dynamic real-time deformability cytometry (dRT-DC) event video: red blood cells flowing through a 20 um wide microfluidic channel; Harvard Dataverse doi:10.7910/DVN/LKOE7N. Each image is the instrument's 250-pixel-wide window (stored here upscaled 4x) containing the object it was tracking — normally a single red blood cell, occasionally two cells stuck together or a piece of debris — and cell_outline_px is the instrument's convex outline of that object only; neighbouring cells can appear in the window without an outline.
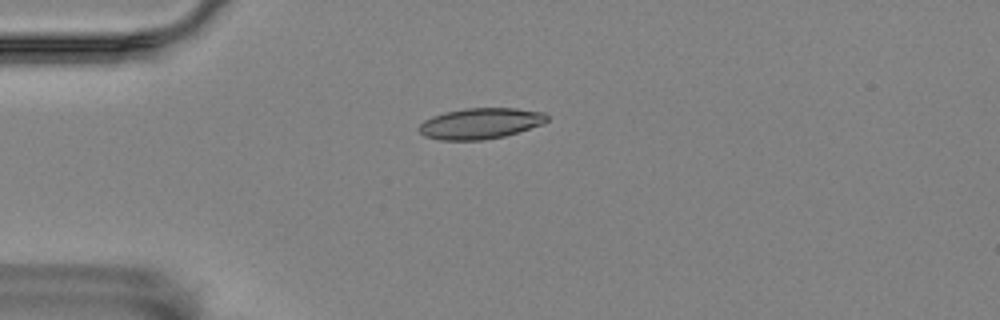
{"species": "Egyptian fruit bat (a non-hibernating species)", "species_latin": "Rousettus aegyptiacus", "temperature_condition": "room temperature", "stored_images_in_passage": 7, "camera_frame_rate_fps": 3000, "um_per_image_px": 0.085, "animal": {"sex": "female"}, "frame": {"image": 1, "passage_image": 4, "time_ms": 1.0, "image_size_px": [1000, 320], "cell_outline_px": [[548, 120], [540, 124], [504, 136], [480, 140], [440, 140], [424, 136], [416, 128], [424, 120], [432, 116], [444, 112], [464, 108], [516, 108], [544, 112], [548, 116]], "centroid_in_image_um": [40.77, 10.48], "position_along_channel_um": 44.2, "area_um2": 22.95}}
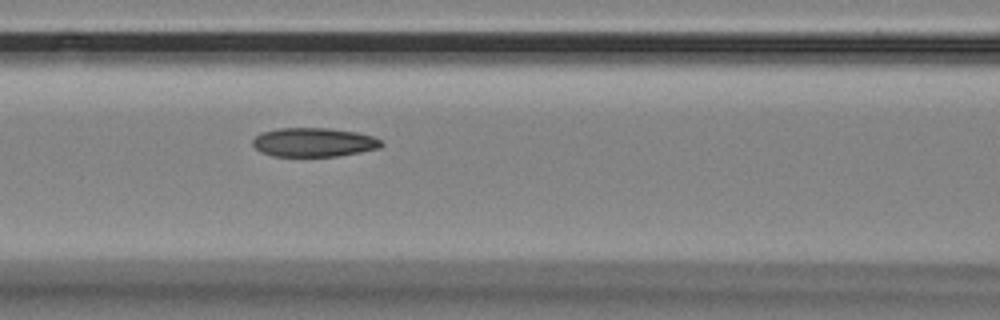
{"frame": {"image": 2, "passage_image": 7, "time_ms": 2.0, "image_size_px": [1000, 320], "cell_outline_px": [[384, 144], [380, 148], [360, 152], [336, 156], [272, 156], [260, 152], [252, 144], [252, 140], [260, 132], [280, 128], [328, 128], [356, 132], [372, 136], [380, 140]], "centroid_in_image_um": [26.65, 12.09], "position_along_channel_um": 140.0, "area_um2": 21.73}}